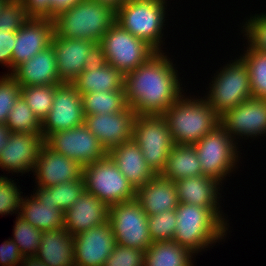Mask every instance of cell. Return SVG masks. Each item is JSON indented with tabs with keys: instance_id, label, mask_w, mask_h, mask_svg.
Segmentation results:
<instances>
[{
	"instance_id": "obj_49",
	"label": "cell",
	"mask_w": 266,
	"mask_h": 266,
	"mask_svg": "<svg viewBox=\"0 0 266 266\" xmlns=\"http://www.w3.org/2000/svg\"><path fill=\"white\" fill-rule=\"evenodd\" d=\"M10 134L11 131L8 129V127L6 125L0 124V151L6 145Z\"/></svg>"
},
{
	"instance_id": "obj_1",
	"label": "cell",
	"mask_w": 266,
	"mask_h": 266,
	"mask_svg": "<svg viewBox=\"0 0 266 266\" xmlns=\"http://www.w3.org/2000/svg\"><path fill=\"white\" fill-rule=\"evenodd\" d=\"M166 53L157 52L124 75L126 102L137 115H162L187 89Z\"/></svg>"
},
{
	"instance_id": "obj_44",
	"label": "cell",
	"mask_w": 266,
	"mask_h": 266,
	"mask_svg": "<svg viewBox=\"0 0 266 266\" xmlns=\"http://www.w3.org/2000/svg\"><path fill=\"white\" fill-rule=\"evenodd\" d=\"M22 258L17 244L11 238L2 242L0 246L1 266H20Z\"/></svg>"
},
{
	"instance_id": "obj_39",
	"label": "cell",
	"mask_w": 266,
	"mask_h": 266,
	"mask_svg": "<svg viewBox=\"0 0 266 266\" xmlns=\"http://www.w3.org/2000/svg\"><path fill=\"white\" fill-rule=\"evenodd\" d=\"M16 178L13 180L7 175H0V216L20 213V206L23 192L16 185ZM22 194V195H21Z\"/></svg>"
},
{
	"instance_id": "obj_17",
	"label": "cell",
	"mask_w": 266,
	"mask_h": 266,
	"mask_svg": "<svg viewBox=\"0 0 266 266\" xmlns=\"http://www.w3.org/2000/svg\"><path fill=\"white\" fill-rule=\"evenodd\" d=\"M115 245L109 221L87 229L74 236V265L103 266Z\"/></svg>"
},
{
	"instance_id": "obj_3",
	"label": "cell",
	"mask_w": 266,
	"mask_h": 266,
	"mask_svg": "<svg viewBox=\"0 0 266 266\" xmlns=\"http://www.w3.org/2000/svg\"><path fill=\"white\" fill-rule=\"evenodd\" d=\"M185 94L186 92L162 116L174 144L194 145L220 125V117L203 97Z\"/></svg>"
},
{
	"instance_id": "obj_50",
	"label": "cell",
	"mask_w": 266,
	"mask_h": 266,
	"mask_svg": "<svg viewBox=\"0 0 266 266\" xmlns=\"http://www.w3.org/2000/svg\"><path fill=\"white\" fill-rule=\"evenodd\" d=\"M98 3L107 4L114 10H117L126 0H93Z\"/></svg>"
},
{
	"instance_id": "obj_47",
	"label": "cell",
	"mask_w": 266,
	"mask_h": 266,
	"mask_svg": "<svg viewBox=\"0 0 266 266\" xmlns=\"http://www.w3.org/2000/svg\"><path fill=\"white\" fill-rule=\"evenodd\" d=\"M79 1L81 0H51V18L63 10L73 7Z\"/></svg>"
},
{
	"instance_id": "obj_2",
	"label": "cell",
	"mask_w": 266,
	"mask_h": 266,
	"mask_svg": "<svg viewBox=\"0 0 266 266\" xmlns=\"http://www.w3.org/2000/svg\"><path fill=\"white\" fill-rule=\"evenodd\" d=\"M177 224L173 241L196 256L228 237L230 223L216 208L180 202L175 209ZM208 248V249H206Z\"/></svg>"
},
{
	"instance_id": "obj_5",
	"label": "cell",
	"mask_w": 266,
	"mask_h": 266,
	"mask_svg": "<svg viewBox=\"0 0 266 266\" xmlns=\"http://www.w3.org/2000/svg\"><path fill=\"white\" fill-rule=\"evenodd\" d=\"M168 0H126L117 10L115 22L133 36L142 39L157 52H164V30ZM166 21V22H165ZM165 27V28H164Z\"/></svg>"
},
{
	"instance_id": "obj_35",
	"label": "cell",
	"mask_w": 266,
	"mask_h": 266,
	"mask_svg": "<svg viewBox=\"0 0 266 266\" xmlns=\"http://www.w3.org/2000/svg\"><path fill=\"white\" fill-rule=\"evenodd\" d=\"M56 88L57 84L21 87V97L41 122L53 106L52 103Z\"/></svg>"
},
{
	"instance_id": "obj_9",
	"label": "cell",
	"mask_w": 266,
	"mask_h": 266,
	"mask_svg": "<svg viewBox=\"0 0 266 266\" xmlns=\"http://www.w3.org/2000/svg\"><path fill=\"white\" fill-rule=\"evenodd\" d=\"M99 44L103 48L106 62L124 75L135 70L157 53L152 46L133 36L116 22L102 36Z\"/></svg>"
},
{
	"instance_id": "obj_46",
	"label": "cell",
	"mask_w": 266,
	"mask_h": 266,
	"mask_svg": "<svg viewBox=\"0 0 266 266\" xmlns=\"http://www.w3.org/2000/svg\"><path fill=\"white\" fill-rule=\"evenodd\" d=\"M85 65L83 70L92 71L103 65H105L106 57L102 46L97 43L87 54V58L84 60Z\"/></svg>"
},
{
	"instance_id": "obj_41",
	"label": "cell",
	"mask_w": 266,
	"mask_h": 266,
	"mask_svg": "<svg viewBox=\"0 0 266 266\" xmlns=\"http://www.w3.org/2000/svg\"><path fill=\"white\" fill-rule=\"evenodd\" d=\"M21 96V86L10 75L0 76V124L6 125V120L10 110L16 100Z\"/></svg>"
},
{
	"instance_id": "obj_4",
	"label": "cell",
	"mask_w": 266,
	"mask_h": 266,
	"mask_svg": "<svg viewBox=\"0 0 266 266\" xmlns=\"http://www.w3.org/2000/svg\"><path fill=\"white\" fill-rule=\"evenodd\" d=\"M115 18L116 10L109 5L81 0L52 18L53 37L85 39L99 43L115 23Z\"/></svg>"
},
{
	"instance_id": "obj_32",
	"label": "cell",
	"mask_w": 266,
	"mask_h": 266,
	"mask_svg": "<svg viewBox=\"0 0 266 266\" xmlns=\"http://www.w3.org/2000/svg\"><path fill=\"white\" fill-rule=\"evenodd\" d=\"M83 113L92 114H113L124 111L128 104L125 91H104L82 94Z\"/></svg>"
},
{
	"instance_id": "obj_25",
	"label": "cell",
	"mask_w": 266,
	"mask_h": 266,
	"mask_svg": "<svg viewBox=\"0 0 266 266\" xmlns=\"http://www.w3.org/2000/svg\"><path fill=\"white\" fill-rule=\"evenodd\" d=\"M136 200L147 216L175 210L180 203L175 183L159 174L137 189Z\"/></svg>"
},
{
	"instance_id": "obj_14",
	"label": "cell",
	"mask_w": 266,
	"mask_h": 266,
	"mask_svg": "<svg viewBox=\"0 0 266 266\" xmlns=\"http://www.w3.org/2000/svg\"><path fill=\"white\" fill-rule=\"evenodd\" d=\"M53 106L42 121V135L72 129L84 124L82 97L72 83L57 84Z\"/></svg>"
},
{
	"instance_id": "obj_40",
	"label": "cell",
	"mask_w": 266,
	"mask_h": 266,
	"mask_svg": "<svg viewBox=\"0 0 266 266\" xmlns=\"http://www.w3.org/2000/svg\"><path fill=\"white\" fill-rule=\"evenodd\" d=\"M29 18L21 0H6L0 9V30L16 32Z\"/></svg>"
},
{
	"instance_id": "obj_45",
	"label": "cell",
	"mask_w": 266,
	"mask_h": 266,
	"mask_svg": "<svg viewBox=\"0 0 266 266\" xmlns=\"http://www.w3.org/2000/svg\"><path fill=\"white\" fill-rule=\"evenodd\" d=\"M30 17L51 18V0H21Z\"/></svg>"
},
{
	"instance_id": "obj_16",
	"label": "cell",
	"mask_w": 266,
	"mask_h": 266,
	"mask_svg": "<svg viewBox=\"0 0 266 266\" xmlns=\"http://www.w3.org/2000/svg\"><path fill=\"white\" fill-rule=\"evenodd\" d=\"M136 112L129 106L113 114L85 115L84 124L108 152L132 139Z\"/></svg>"
},
{
	"instance_id": "obj_12",
	"label": "cell",
	"mask_w": 266,
	"mask_h": 266,
	"mask_svg": "<svg viewBox=\"0 0 266 266\" xmlns=\"http://www.w3.org/2000/svg\"><path fill=\"white\" fill-rule=\"evenodd\" d=\"M45 144L54 152L75 160L81 167L100 161L108 153L85 124L52 133L45 139Z\"/></svg>"
},
{
	"instance_id": "obj_34",
	"label": "cell",
	"mask_w": 266,
	"mask_h": 266,
	"mask_svg": "<svg viewBox=\"0 0 266 266\" xmlns=\"http://www.w3.org/2000/svg\"><path fill=\"white\" fill-rule=\"evenodd\" d=\"M6 126L11 133H37L42 135V122L20 96L10 110Z\"/></svg>"
},
{
	"instance_id": "obj_42",
	"label": "cell",
	"mask_w": 266,
	"mask_h": 266,
	"mask_svg": "<svg viewBox=\"0 0 266 266\" xmlns=\"http://www.w3.org/2000/svg\"><path fill=\"white\" fill-rule=\"evenodd\" d=\"M144 251L116 244L103 266H143Z\"/></svg>"
},
{
	"instance_id": "obj_21",
	"label": "cell",
	"mask_w": 266,
	"mask_h": 266,
	"mask_svg": "<svg viewBox=\"0 0 266 266\" xmlns=\"http://www.w3.org/2000/svg\"><path fill=\"white\" fill-rule=\"evenodd\" d=\"M97 43L85 39H66L53 37L52 46L55 54L59 78L71 83L83 71L88 52Z\"/></svg>"
},
{
	"instance_id": "obj_10",
	"label": "cell",
	"mask_w": 266,
	"mask_h": 266,
	"mask_svg": "<svg viewBox=\"0 0 266 266\" xmlns=\"http://www.w3.org/2000/svg\"><path fill=\"white\" fill-rule=\"evenodd\" d=\"M132 138L140 147L148 166L156 175L160 174L174 146L163 116L137 115Z\"/></svg>"
},
{
	"instance_id": "obj_15",
	"label": "cell",
	"mask_w": 266,
	"mask_h": 266,
	"mask_svg": "<svg viewBox=\"0 0 266 266\" xmlns=\"http://www.w3.org/2000/svg\"><path fill=\"white\" fill-rule=\"evenodd\" d=\"M45 144L43 135L37 133H11L0 151V168L6 174H29L35 168L40 149Z\"/></svg>"
},
{
	"instance_id": "obj_51",
	"label": "cell",
	"mask_w": 266,
	"mask_h": 266,
	"mask_svg": "<svg viewBox=\"0 0 266 266\" xmlns=\"http://www.w3.org/2000/svg\"><path fill=\"white\" fill-rule=\"evenodd\" d=\"M6 0H0V9L2 7V5L5 3Z\"/></svg>"
},
{
	"instance_id": "obj_30",
	"label": "cell",
	"mask_w": 266,
	"mask_h": 266,
	"mask_svg": "<svg viewBox=\"0 0 266 266\" xmlns=\"http://www.w3.org/2000/svg\"><path fill=\"white\" fill-rule=\"evenodd\" d=\"M194 256L175 241L152 242L144 252L143 266H194Z\"/></svg>"
},
{
	"instance_id": "obj_36",
	"label": "cell",
	"mask_w": 266,
	"mask_h": 266,
	"mask_svg": "<svg viewBox=\"0 0 266 266\" xmlns=\"http://www.w3.org/2000/svg\"><path fill=\"white\" fill-rule=\"evenodd\" d=\"M11 239L17 244L23 257L36 256L41 243L42 231L36 229L21 216L16 215Z\"/></svg>"
},
{
	"instance_id": "obj_8",
	"label": "cell",
	"mask_w": 266,
	"mask_h": 266,
	"mask_svg": "<svg viewBox=\"0 0 266 266\" xmlns=\"http://www.w3.org/2000/svg\"><path fill=\"white\" fill-rule=\"evenodd\" d=\"M85 191L108 206L136 199L137 190L107 155L82 167Z\"/></svg>"
},
{
	"instance_id": "obj_38",
	"label": "cell",
	"mask_w": 266,
	"mask_h": 266,
	"mask_svg": "<svg viewBox=\"0 0 266 266\" xmlns=\"http://www.w3.org/2000/svg\"><path fill=\"white\" fill-rule=\"evenodd\" d=\"M242 24L240 32L247 44L258 51L266 52V13L251 15Z\"/></svg>"
},
{
	"instance_id": "obj_13",
	"label": "cell",
	"mask_w": 266,
	"mask_h": 266,
	"mask_svg": "<svg viewBox=\"0 0 266 266\" xmlns=\"http://www.w3.org/2000/svg\"><path fill=\"white\" fill-rule=\"evenodd\" d=\"M219 122L238 145L241 144L242 139L255 140L259 136L264 138L266 137V100L251 97L226 111L220 116Z\"/></svg>"
},
{
	"instance_id": "obj_29",
	"label": "cell",
	"mask_w": 266,
	"mask_h": 266,
	"mask_svg": "<svg viewBox=\"0 0 266 266\" xmlns=\"http://www.w3.org/2000/svg\"><path fill=\"white\" fill-rule=\"evenodd\" d=\"M161 177L172 180L202 175L201 164L193 145L174 144L171 148Z\"/></svg>"
},
{
	"instance_id": "obj_6",
	"label": "cell",
	"mask_w": 266,
	"mask_h": 266,
	"mask_svg": "<svg viewBox=\"0 0 266 266\" xmlns=\"http://www.w3.org/2000/svg\"><path fill=\"white\" fill-rule=\"evenodd\" d=\"M237 56L215 71L203 96L219 117L252 97L248 67Z\"/></svg>"
},
{
	"instance_id": "obj_7",
	"label": "cell",
	"mask_w": 266,
	"mask_h": 266,
	"mask_svg": "<svg viewBox=\"0 0 266 266\" xmlns=\"http://www.w3.org/2000/svg\"><path fill=\"white\" fill-rule=\"evenodd\" d=\"M193 146L201 164L202 175L213 178L223 185L234 171L237 172L242 157V150L239 148L242 147H239L221 125Z\"/></svg>"
},
{
	"instance_id": "obj_11",
	"label": "cell",
	"mask_w": 266,
	"mask_h": 266,
	"mask_svg": "<svg viewBox=\"0 0 266 266\" xmlns=\"http://www.w3.org/2000/svg\"><path fill=\"white\" fill-rule=\"evenodd\" d=\"M148 216L136 200L109 206V218L115 243L142 251L152 244Z\"/></svg>"
},
{
	"instance_id": "obj_20",
	"label": "cell",
	"mask_w": 266,
	"mask_h": 266,
	"mask_svg": "<svg viewBox=\"0 0 266 266\" xmlns=\"http://www.w3.org/2000/svg\"><path fill=\"white\" fill-rule=\"evenodd\" d=\"M109 206L86 191L64 213V229L72 236L108 221Z\"/></svg>"
},
{
	"instance_id": "obj_28",
	"label": "cell",
	"mask_w": 266,
	"mask_h": 266,
	"mask_svg": "<svg viewBox=\"0 0 266 266\" xmlns=\"http://www.w3.org/2000/svg\"><path fill=\"white\" fill-rule=\"evenodd\" d=\"M19 216L41 231L64 228V213L54 205L43 204L33 194L23 195Z\"/></svg>"
},
{
	"instance_id": "obj_33",
	"label": "cell",
	"mask_w": 266,
	"mask_h": 266,
	"mask_svg": "<svg viewBox=\"0 0 266 266\" xmlns=\"http://www.w3.org/2000/svg\"><path fill=\"white\" fill-rule=\"evenodd\" d=\"M242 50L239 57L249 70L252 97L266 100V52L253 49L247 43Z\"/></svg>"
},
{
	"instance_id": "obj_27",
	"label": "cell",
	"mask_w": 266,
	"mask_h": 266,
	"mask_svg": "<svg viewBox=\"0 0 266 266\" xmlns=\"http://www.w3.org/2000/svg\"><path fill=\"white\" fill-rule=\"evenodd\" d=\"M71 83L80 95L97 91H125L124 74L108 63L92 71L83 70Z\"/></svg>"
},
{
	"instance_id": "obj_23",
	"label": "cell",
	"mask_w": 266,
	"mask_h": 266,
	"mask_svg": "<svg viewBox=\"0 0 266 266\" xmlns=\"http://www.w3.org/2000/svg\"><path fill=\"white\" fill-rule=\"evenodd\" d=\"M10 75L21 87L63 83L59 78L52 45L18 65Z\"/></svg>"
},
{
	"instance_id": "obj_31",
	"label": "cell",
	"mask_w": 266,
	"mask_h": 266,
	"mask_svg": "<svg viewBox=\"0 0 266 266\" xmlns=\"http://www.w3.org/2000/svg\"><path fill=\"white\" fill-rule=\"evenodd\" d=\"M84 191L85 182L81 175L77 180L63 182L51 187H36L32 194L43 204L54 205L65 213Z\"/></svg>"
},
{
	"instance_id": "obj_26",
	"label": "cell",
	"mask_w": 266,
	"mask_h": 266,
	"mask_svg": "<svg viewBox=\"0 0 266 266\" xmlns=\"http://www.w3.org/2000/svg\"><path fill=\"white\" fill-rule=\"evenodd\" d=\"M36 257L47 266H75L74 236L64 228L42 231Z\"/></svg>"
},
{
	"instance_id": "obj_18",
	"label": "cell",
	"mask_w": 266,
	"mask_h": 266,
	"mask_svg": "<svg viewBox=\"0 0 266 266\" xmlns=\"http://www.w3.org/2000/svg\"><path fill=\"white\" fill-rule=\"evenodd\" d=\"M54 25L52 18L30 17L16 31L12 55V71L52 44Z\"/></svg>"
},
{
	"instance_id": "obj_22",
	"label": "cell",
	"mask_w": 266,
	"mask_h": 266,
	"mask_svg": "<svg viewBox=\"0 0 266 266\" xmlns=\"http://www.w3.org/2000/svg\"><path fill=\"white\" fill-rule=\"evenodd\" d=\"M179 202L200 207L216 208L226 219L220 204L224 186L217 180L204 175L187 177L174 182ZM221 187V188H220ZM227 217H226V216Z\"/></svg>"
},
{
	"instance_id": "obj_19",
	"label": "cell",
	"mask_w": 266,
	"mask_h": 266,
	"mask_svg": "<svg viewBox=\"0 0 266 266\" xmlns=\"http://www.w3.org/2000/svg\"><path fill=\"white\" fill-rule=\"evenodd\" d=\"M33 175L35 187H51L77 180L82 175V167L75 160L54 152L44 144L40 149Z\"/></svg>"
},
{
	"instance_id": "obj_37",
	"label": "cell",
	"mask_w": 266,
	"mask_h": 266,
	"mask_svg": "<svg viewBox=\"0 0 266 266\" xmlns=\"http://www.w3.org/2000/svg\"><path fill=\"white\" fill-rule=\"evenodd\" d=\"M177 217L175 210H165L148 216V228L152 242L173 241Z\"/></svg>"
},
{
	"instance_id": "obj_24",
	"label": "cell",
	"mask_w": 266,
	"mask_h": 266,
	"mask_svg": "<svg viewBox=\"0 0 266 266\" xmlns=\"http://www.w3.org/2000/svg\"><path fill=\"white\" fill-rule=\"evenodd\" d=\"M107 155L136 190L156 175L146 163L140 147L133 138L113 147Z\"/></svg>"
},
{
	"instance_id": "obj_48",
	"label": "cell",
	"mask_w": 266,
	"mask_h": 266,
	"mask_svg": "<svg viewBox=\"0 0 266 266\" xmlns=\"http://www.w3.org/2000/svg\"><path fill=\"white\" fill-rule=\"evenodd\" d=\"M20 266H47L36 256L23 257Z\"/></svg>"
},
{
	"instance_id": "obj_43",
	"label": "cell",
	"mask_w": 266,
	"mask_h": 266,
	"mask_svg": "<svg viewBox=\"0 0 266 266\" xmlns=\"http://www.w3.org/2000/svg\"><path fill=\"white\" fill-rule=\"evenodd\" d=\"M16 32L0 30V65L8 68L7 74L12 73V55Z\"/></svg>"
}]
</instances>
